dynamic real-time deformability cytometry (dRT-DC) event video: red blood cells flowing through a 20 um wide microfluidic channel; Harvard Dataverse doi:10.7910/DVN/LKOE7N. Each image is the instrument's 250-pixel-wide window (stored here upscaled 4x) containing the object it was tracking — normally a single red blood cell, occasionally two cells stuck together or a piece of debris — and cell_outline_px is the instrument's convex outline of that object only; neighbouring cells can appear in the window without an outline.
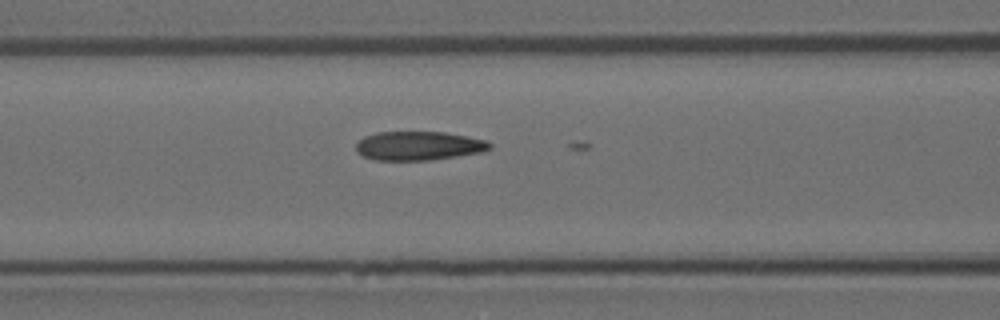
{"species": "Egyptian fruit bat (a non-hibernating species)", "species_latin": "Rousettus aegyptiacus", "temperature_condition": "room temperature", "stored_images_in_passage": 16, "camera_frame_rate_fps": 3000, "um_per_image_px": 0.085, "animal": {"sex": "female"}, "frame": {"image": 1, "passage_image": 12, "time_ms": 3.667, "image_size_px": [1000, 320], "cell_outline_px": [[492, 148], [480, 152], [456, 156], [428, 160], [376, 160], [364, 156], [356, 152], [356, 144], [364, 136], [376, 132], [444, 132], [468, 136], [488, 140], [492, 144]], "centroid_in_image_um": [35.59, 12.38], "position_along_channel_um": 131.0, "area_um2": 22.54}}
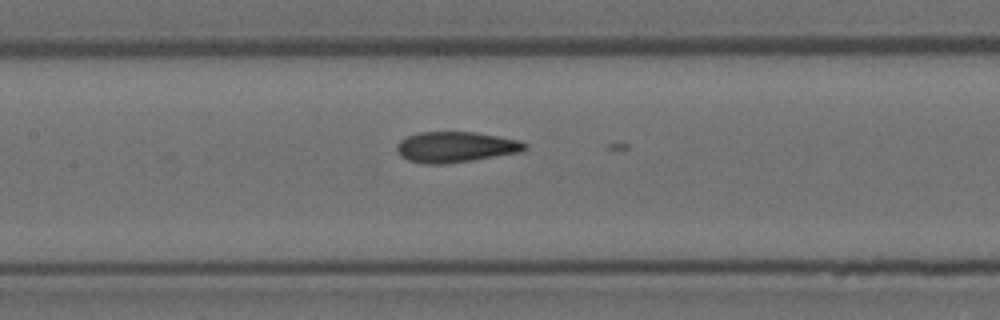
{"frame": {"image": 2, "passage_image": 15, "time_ms": 4.667, "image_size_px": [1000, 320], "cell_outline_px": [[528, 148], [520, 152], [472, 160], [444, 164], [424, 164], [408, 160], [400, 156], [396, 152], [396, 144], [400, 140], [408, 136], [420, 132], [476, 132], [520, 140], [528, 144]], "centroid_in_image_um": [38.72, 12.49], "position_along_channel_um": 168.7, "area_um2": 23.0}}